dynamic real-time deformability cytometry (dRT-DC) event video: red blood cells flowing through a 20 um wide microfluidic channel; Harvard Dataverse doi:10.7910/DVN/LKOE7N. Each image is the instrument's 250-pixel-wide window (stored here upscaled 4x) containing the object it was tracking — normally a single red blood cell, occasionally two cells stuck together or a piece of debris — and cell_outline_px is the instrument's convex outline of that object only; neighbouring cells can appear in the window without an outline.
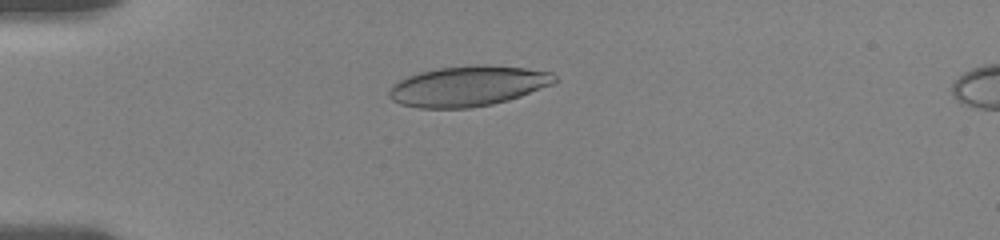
{"species": "human", "species_latin": "Homo sapiens", "temperature_condition": "room temperature", "stored_images_in_passage": 56, "camera_frame_rate_fps": 3000, "um_per_image_px": 0.085, "donor": {"sex": "female"}, "frame": {"image": 1, "passage_image": 15, "time_ms": 4.667, "image_size_px": [1000, 240], "cell_outline_px": [[560, 80], [552, 84], [520, 96], [508, 100], [492, 104], [468, 108], [420, 108], [400, 104], [392, 100], [388, 96], [388, 92], [392, 84], [408, 76], [420, 72], [440, 68], [480, 64], [484, 64], [524, 68], [552, 72]], "centroid_in_image_um": [39.78, 7.32], "position_along_channel_um": 45.2, "area_um2": 38.84}}
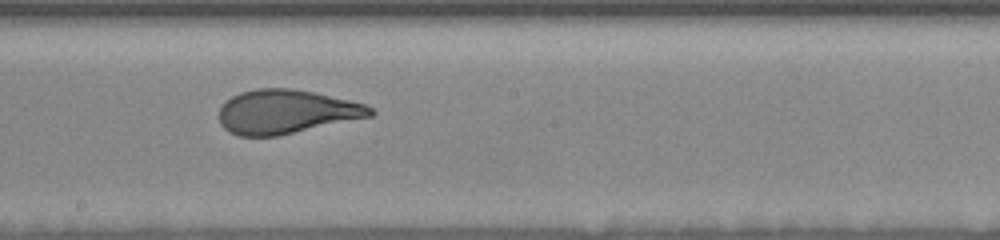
{"frame": {"image": 2, "passage_image": 32, "time_ms": 10.333, "image_size_px": [1000, 240], "cell_outline_px": [[376, 112], [372, 116], [276, 136], [240, 136], [228, 132], [220, 124], [220, 108], [224, 100], [240, 92], [256, 88], [292, 88], [312, 92], [368, 104]], "centroid_in_image_um": [24.31, 9.49], "position_along_channel_um": 223.9, "area_um2": 38.78}}
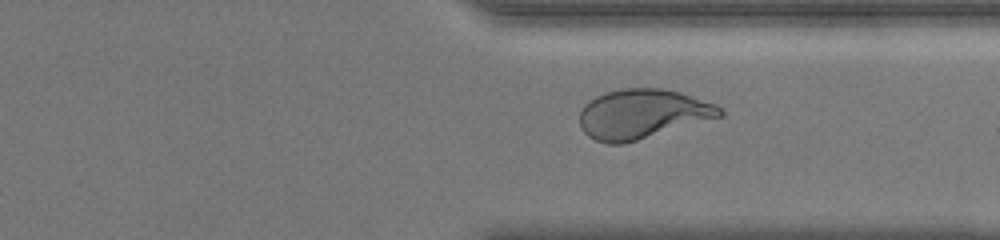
{"frame": {"image": 3, "passage_image": 43, "time_ms": 14.0, "image_size_px": [1000, 240], "cell_outline_px": [[724, 116], [624, 144], [608, 144], [596, 140], [588, 136], [584, 132], [580, 124], [580, 112], [584, 104], [596, 96], [604, 92], [624, 88], [660, 88], [680, 92], [716, 104], [724, 112]], "centroid_in_image_um": [54.61, 9.69], "position_along_channel_um": 356.8, "area_um2": 40.58}, "authors_computed_cell_mechanics": {"area_um2": 39.1306, "velocity_mm_per_s": 3.6372, "shape_relaxation_time_tau1_ms": 5.2315, "shape_relaxation_time_tau2_ms": null, "deformation_change_tau1": 0.218, "deformation_change_tau2": null}}